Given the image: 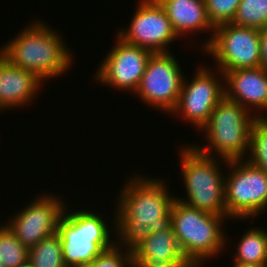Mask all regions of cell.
<instances>
[{"mask_svg": "<svg viewBox=\"0 0 267 267\" xmlns=\"http://www.w3.org/2000/svg\"><path fill=\"white\" fill-rule=\"evenodd\" d=\"M131 180V181H130ZM121 189L113 219L116 243L133 251L150 233L168 229L171 208L176 196L160 178L139 174L126 180Z\"/></svg>", "mask_w": 267, "mask_h": 267, "instance_id": "obj_1", "label": "cell"}, {"mask_svg": "<svg viewBox=\"0 0 267 267\" xmlns=\"http://www.w3.org/2000/svg\"><path fill=\"white\" fill-rule=\"evenodd\" d=\"M27 26L2 46L0 53L16 67L34 73L41 81L65 74L72 67L73 54L61 33L42 20H34Z\"/></svg>", "mask_w": 267, "mask_h": 267, "instance_id": "obj_2", "label": "cell"}, {"mask_svg": "<svg viewBox=\"0 0 267 267\" xmlns=\"http://www.w3.org/2000/svg\"><path fill=\"white\" fill-rule=\"evenodd\" d=\"M170 213L179 248L192 267H201L206 263L204 261H210L209 258H215L224 251L228 243L222 227L228 219L226 216L198 210L177 199Z\"/></svg>", "mask_w": 267, "mask_h": 267, "instance_id": "obj_3", "label": "cell"}, {"mask_svg": "<svg viewBox=\"0 0 267 267\" xmlns=\"http://www.w3.org/2000/svg\"><path fill=\"white\" fill-rule=\"evenodd\" d=\"M253 112L250 114L239 103L224 96L215 106L208 122L200 129L205 133L207 146H192L210 157L216 154L227 161L245 159L250 149L251 129L258 114L255 110Z\"/></svg>", "mask_w": 267, "mask_h": 267, "instance_id": "obj_4", "label": "cell"}, {"mask_svg": "<svg viewBox=\"0 0 267 267\" xmlns=\"http://www.w3.org/2000/svg\"><path fill=\"white\" fill-rule=\"evenodd\" d=\"M179 150L181 173L183 176L186 197L177 200L198 210L214 215L226 216L225 175L221 162L227 160L210 157L200 153L191 144ZM220 160V162H218ZM220 163V164H219Z\"/></svg>", "mask_w": 267, "mask_h": 267, "instance_id": "obj_5", "label": "cell"}, {"mask_svg": "<svg viewBox=\"0 0 267 267\" xmlns=\"http://www.w3.org/2000/svg\"><path fill=\"white\" fill-rule=\"evenodd\" d=\"M105 222L99 213L88 209L73 212L69 207L64 209L57 233L61 237L67 267L90 265L103 250L116 243L111 240V228Z\"/></svg>", "mask_w": 267, "mask_h": 267, "instance_id": "obj_6", "label": "cell"}, {"mask_svg": "<svg viewBox=\"0 0 267 267\" xmlns=\"http://www.w3.org/2000/svg\"><path fill=\"white\" fill-rule=\"evenodd\" d=\"M225 164L230 170L225 176L227 218L247 220L267 210V175L264 171L246 159Z\"/></svg>", "mask_w": 267, "mask_h": 267, "instance_id": "obj_7", "label": "cell"}, {"mask_svg": "<svg viewBox=\"0 0 267 267\" xmlns=\"http://www.w3.org/2000/svg\"><path fill=\"white\" fill-rule=\"evenodd\" d=\"M210 36L200 47L212 55L219 71L261 66L260 30L226 23L216 26Z\"/></svg>", "mask_w": 267, "mask_h": 267, "instance_id": "obj_8", "label": "cell"}, {"mask_svg": "<svg viewBox=\"0 0 267 267\" xmlns=\"http://www.w3.org/2000/svg\"><path fill=\"white\" fill-rule=\"evenodd\" d=\"M184 77L173 53H153L135 93L143 103L168 114L178 103Z\"/></svg>", "mask_w": 267, "mask_h": 267, "instance_id": "obj_9", "label": "cell"}, {"mask_svg": "<svg viewBox=\"0 0 267 267\" xmlns=\"http://www.w3.org/2000/svg\"><path fill=\"white\" fill-rule=\"evenodd\" d=\"M197 69L192 81H187L184 77L178 103L171 115H181L200 131L208 122L215 106L225 96V90L222 79L224 73L221 70L214 71L208 66H199ZM216 71L219 73L215 74ZM219 74L221 80L217 77Z\"/></svg>", "mask_w": 267, "mask_h": 267, "instance_id": "obj_10", "label": "cell"}, {"mask_svg": "<svg viewBox=\"0 0 267 267\" xmlns=\"http://www.w3.org/2000/svg\"><path fill=\"white\" fill-rule=\"evenodd\" d=\"M134 13L128 28L118 30L116 36L152 53L171 52L167 46L179 37L159 2L139 0Z\"/></svg>", "mask_w": 267, "mask_h": 267, "instance_id": "obj_11", "label": "cell"}, {"mask_svg": "<svg viewBox=\"0 0 267 267\" xmlns=\"http://www.w3.org/2000/svg\"><path fill=\"white\" fill-rule=\"evenodd\" d=\"M54 194H42L5 223L28 249L58 230L66 203ZM65 203V204H64ZM64 204V205H63Z\"/></svg>", "mask_w": 267, "mask_h": 267, "instance_id": "obj_12", "label": "cell"}, {"mask_svg": "<svg viewBox=\"0 0 267 267\" xmlns=\"http://www.w3.org/2000/svg\"><path fill=\"white\" fill-rule=\"evenodd\" d=\"M116 38L115 46L99 65L95 79L100 84L135 94L153 53Z\"/></svg>", "mask_w": 267, "mask_h": 267, "instance_id": "obj_13", "label": "cell"}, {"mask_svg": "<svg viewBox=\"0 0 267 267\" xmlns=\"http://www.w3.org/2000/svg\"><path fill=\"white\" fill-rule=\"evenodd\" d=\"M225 96L239 103L251 113L258 110L257 117H267V69L241 68L224 72ZM265 110V113L261 112Z\"/></svg>", "mask_w": 267, "mask_h": 267, "instance_id": "obj_14", "label": "cell"}, {"mask_svg": "<svg viewBox=\"0 0 267 267\" xmlns=\"http://www.w3.org/2000/svg\"><path fill=\"white\" fill-rule=\"evenodd\" d=\"M133 267H192L183 256L172 225L149 236L132 251Z\"/></svg>", "mask_w": 267, "mask_h": 267, "instance_id": "obj_15", "label": "cell"}, {"mask_svg": "<svg viewBox=\"0 0 267 267\" xmlns=\"http://www.w3.org/2000/svg\"><path fill=\"white\" fill-rule=\"evenodd\" d=\"M42 82L34 73L16 67L0 53V111L29 105Z\"/></svg>", "mask_w": 267, "mask_h": 267, "instance_id": "obj_16", "label": "cell"}, {"mask_svg": "<svg viewBox=\"0 0 267 267\" xmlns=\"http://www.w3.org/2000/svg\"><path fill=\"white\" fill-rule=\"evenodd\" d=\"M164 8L172 27L180 38L194 32H214L210 23L204 0H157ZM208 31V32H207ZM190 32V33H189ZM184 33V34H183Z\"/></svg>", "mask_w": 267, "mask_h": 267, "instance_id": "obj_17", "label": "cell"}, {"mask_svg": "<svg viewBox=\"0 0 267 267\" xmlns=\"http://www.w3.org/2000/svg\"><path fill=\"white\" fill-rule=\"evenodd\" d=\"M261 227L249 228L237 242L234 262L267 266V231Z\"/></svg>", "mask_w": 267, "mask_h": 267, "instance_id": "obj_18", "label": "cell"}, {"mask_svg": "<svg viewBox=\"0 0 267 267\" xmlns=\"http://www.w3.org/2000/svg\"><path fill=\"white\" fill-rule=\"evenodd\" d=\"M30 267H67L63 259L61 237L55 233L29 249Z\"/></svg>", "mask_w": 267, "mask_h": 267, "instance_id": "obj_19", "label": "cell"}, {"mask_svg": "<svg viewBox=\"0 0 267 267\" xmlns=\"http://www.w3.org/2000/svg\"><path fill=\"white\" fill-rule=\"evenodd\" d=\"M29 249L4 223L0 226V260L5 267H23L28 264Z\"/></svg>", "mask_w": 267, "mask_h": 267, "instance_id": "obj_20", "label": "cell"}, {"mask_svg": "<svg viewBox=\"0 0 267 267\" xmlns=\"http://www.w3.org/2000/svg\"><path fill=\"white\" fill-rule=\"evenodd\" d=\"M232 24L258 30L267 27V0H241Z\"/></svg>", "mask_w": 267, "mask_h": 267, "instance_id": "obj_21", "label": "cell"}, {"mask_svg": "<svg viewBox=\"0 0 267 267\" xmlns=\"http://www.w3.org/2000/svg\"><path fill=\"white\" fill-rule=\"evenodd\" d=\"M250 156H246L252 165L260 168L267 175V117H257L250 139Z\"/></svg>", "mask_w": 267, "mask_h": 267, "instance_id": "obj_22", "label": "cell"}, {"mask_svg": "<svg viewBox=\"0 0 267 267\" xmlns=\"http://www.w3.org/2000/svg\"><path fill=\"white\" fill-rule=\"evenodd\" d=\"M207 17L216 26L232 23L241 0H204Z\"/></svg>", "mask_w": 267, "mask_h": 267, "instance_id": "obj_23", "label": "cell"}, {"mask_svg": "<svg viewBox=\"0 0 267 267\" xmlns=\"http://www.w3.org/2000/svg\"><path fill=\"white\" fill-rule=\"evenodd\" d=\"M91 267H133L132 252L115 243L103 250L90 264Z\"/></svg>", "mask_w": 267, "mask_h": 267, "instance_id": "obj_24", "label": "cell"}, {"mask_svg": "<svg viewBox=\"0 0 267 267\" xmlns=\"http://www.w3.org/2000/svg\"><path fill=\"white\" fill-rule=\"evenodd\" d=\"M261 66L267 69V27L260 30Z\"/></svg>", "mask_w": 267, "mask_h": 267, "instance_id": "obj_25", "label": "cell"}, {"mask_svg": "<svg viewBox=\"0 0 267 267\" xmlns=\"http://www.w3.org/2000/svg\"><path fill=\"white\" fill-rule=\"evenodd\" d=\"M231 267H267V266L233 262V266Z\"/></svg>", "mask_w": 267, "mask_h": 267, "instance_id": "obj_26", "label": "cell"}, {"mask_svg": "<svg viewBox=\"0 0 267 267\" xmlns=\"http://www.w3.org/2000/svg\"><path fill=\"white\" fill-rule=\"evenodd\" d=\"M0 267H5L4 265H3V262L0 260Z\"/></svg>", "mask_w": 267, "mask_h": 267, "instance_id": "obj_27", "label": "cell"}, {"mask_svg": "<svg viewBox=\"0 0 267 267\" xmlns=\"http://www.w3.org/2000/svg\"><path fill=\"white\" fill-rule=\"evenodd\" d=\"M79 267H91L90 265H84V266H79Z\"/></svg>", "mask_w": 267, "mask_h": 267, "instance_id": "obj_28", "label": "cell"}]
</instances>
